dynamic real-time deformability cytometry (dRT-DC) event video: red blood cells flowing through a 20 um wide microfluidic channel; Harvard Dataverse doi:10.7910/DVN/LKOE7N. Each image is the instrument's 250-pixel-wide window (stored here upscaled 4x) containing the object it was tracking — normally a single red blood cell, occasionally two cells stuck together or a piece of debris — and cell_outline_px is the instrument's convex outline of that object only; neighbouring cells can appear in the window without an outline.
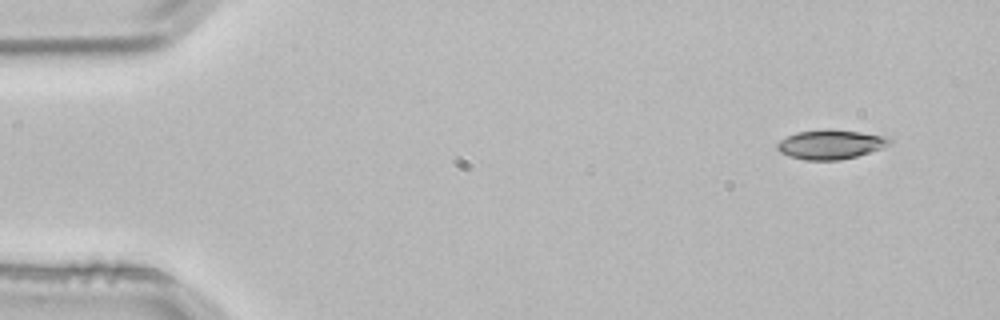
{"species": "common noctule bat (a hibernating species)", "species_latin": "Nyctalus noctula", "temperature_condition": "room temperature", "stored_images_in_passage": 3, "camera_frame_rate_fps": 3000, "um_per_image_px": 0.085, "animal": {"sex": "male", "body_mass_g": 21.5, "forearm_length_mm": 52.0}, "frame": {"image": 1, "passage_image": 1, "time_ms": 0.0, "image_size_px": [1000, 320], "cell_outline_px": [[892, 140], [888, 144], [880, 148], [856, 156], [840, 160], [804, 160], [788, 156], [780, 152], [776, 148], [776, 144], [780, 140], [796, 132], [828, 128], [860, 132], [884, 136]], "centroid_in_image_um": [70.53, 12.27], "position_along_channel_um": 14.5, "area_um2": 19.13}}
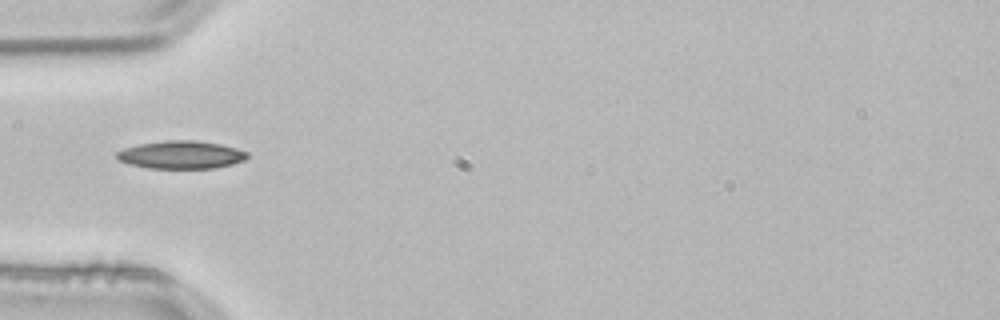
{"frame": {"image": 2, "passage_image": 3, "time_ms": 0.667, "image_size_px": [1000, 320], "cell_outline_px": [[248, 156], [244, 160], [232, 164], [216, 168], [148, 168], [128, 164], [120, 160], [116, 156], [116, 152], [124, 148], [140, 144], [164, 140], [196, 140], [220, 144], [236, 148], [248, 152]], "centroid_in_image_um": [15.4, 13.15], "position_along_channel_um": 69.6, "area_um2": 21.21}}